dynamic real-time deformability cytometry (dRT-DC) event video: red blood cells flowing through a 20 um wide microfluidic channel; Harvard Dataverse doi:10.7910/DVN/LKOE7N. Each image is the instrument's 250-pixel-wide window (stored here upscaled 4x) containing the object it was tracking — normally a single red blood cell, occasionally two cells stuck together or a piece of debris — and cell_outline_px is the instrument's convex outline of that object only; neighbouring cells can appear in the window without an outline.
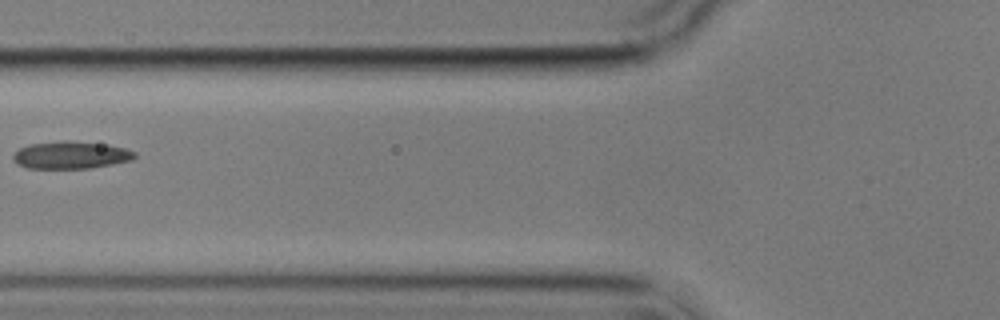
{"species": "common noctule bat (a hibernating species)", "species_latin": "Nyctalus noctula", "temperature_condition": "cold", "stored_images_in_passage": 6, "camera_frame_rate_fps": 3000, "um_per_image_px": 0.085, "animal": {"sex": "male", "body_mass_g": 17.9}, "frame": {"image": 1, "passage_image": 6, "time_ms": 6.667, "image_size_px": [1000, 320], "cell_outline_px": [[136, 156], [132, 160], [112, 164], [88, 168], [28, 168], [16, 164], [12, 160], [12, 156], [20, 148], [28, 144], [64, 140], [68, 140], [108, 144], [124, 148], [136, 152]], "centroid_in_image_um": [6.01, 13.17], "position_along_channel_um": 119.8, "area_um2": 19.54}}